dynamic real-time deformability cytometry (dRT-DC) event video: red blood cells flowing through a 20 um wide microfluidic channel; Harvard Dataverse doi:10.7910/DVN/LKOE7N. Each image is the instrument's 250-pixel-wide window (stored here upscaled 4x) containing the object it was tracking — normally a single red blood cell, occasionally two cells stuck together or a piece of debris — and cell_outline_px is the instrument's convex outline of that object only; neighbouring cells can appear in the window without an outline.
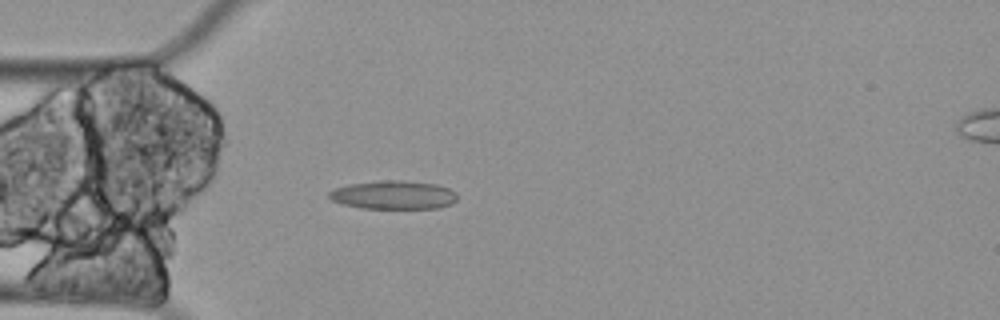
{"species": "Egyptian fruit bat (a non-hibernating species)", "species_latin": "Rousettus aegyptiacus", "temperature_condition": "cold", "stored_images_in_passage": 58, "camera_frame_rate_fps": 3000, "um_per_image_px": 0.085, "animal": {"sex": "female"}, "frame": {"image": 1, "passage_image": 15, "time_ms": 4.667, "image_size_px": [1000, 320], "cell_outline_px": [[456, 200], [452, 204], [440, 208], [364, 208], [344, 204], [332, 200], [328, 196], [328, 192], [336, 188], [352, 184], [380, 180], [396, 180], [436, 184], [448, 188], [456, 192]], "centroid_in_image_um": [33.48, 16.57], "position_along_channel_um": 51.5, "area_um2": 21.1}}
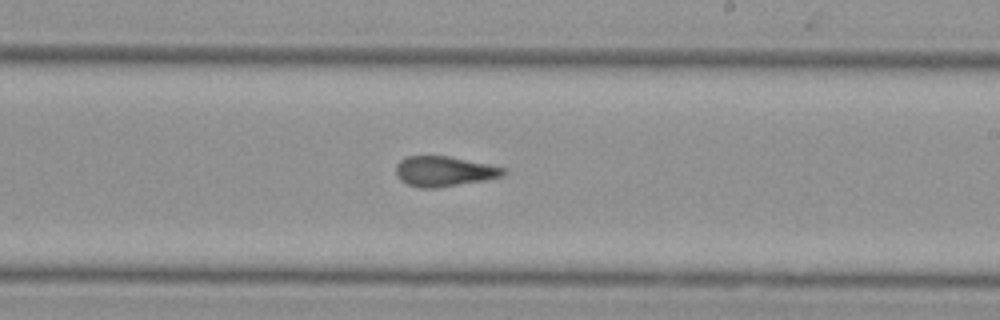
{"frame": {"image": 2, "passage_image": 33, "time_ms": 10.667, "image_size_px": [1000, 320], "cell_outline_px": [[508, 172], [504, 176], [484, 180], [436, 188], [420, 188], [408, 184], [400, 180], [396, 172], [396, 164], [400, 160], [408, 156], [448, 156], [504, 168]], "centroid_in_image_um": [37.73, 14.57], "position_along_channel_um": 251.3, "area_um2": 18.67}}
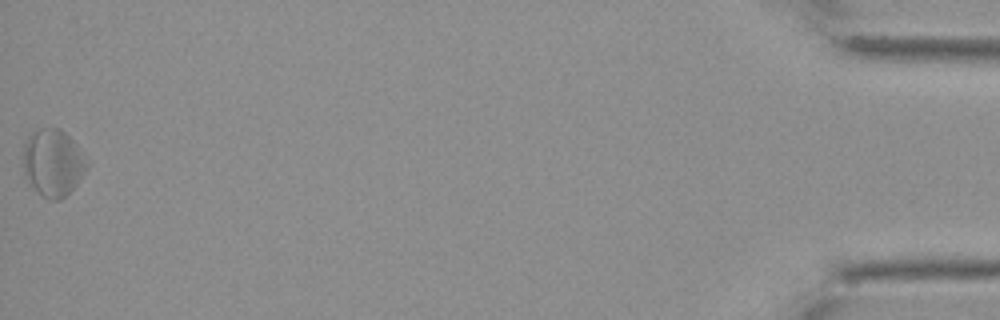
{"frame": {"image": 3, "passage_image": 58, "time_ms": 19.0, "image_size_px": [1000, 320], "cell_outline_px": [[88, 164], [84, 172], [76, 184], [60, 200], [48, 200], [32, 184], [24, 172], [24, 144], [28, 136], [32, 132], [40, 128], [60, 128], [72, 140]], "centroid_in_image_um": [4.48, 13.81], "position_along_channel_um": 430.7, "area_um2": 24.04}, "authors_computed_cell_mechanics": {"area_um2": 20.808, "velocity_mm_per_s": 3.3138, "shape_relaxation_time_tau1_ms": null, "shape_relaxation_time_tau2_ms": 3.8886, "deformation_change_tau1": null, "deformation_change_tau2": 0.1154}}